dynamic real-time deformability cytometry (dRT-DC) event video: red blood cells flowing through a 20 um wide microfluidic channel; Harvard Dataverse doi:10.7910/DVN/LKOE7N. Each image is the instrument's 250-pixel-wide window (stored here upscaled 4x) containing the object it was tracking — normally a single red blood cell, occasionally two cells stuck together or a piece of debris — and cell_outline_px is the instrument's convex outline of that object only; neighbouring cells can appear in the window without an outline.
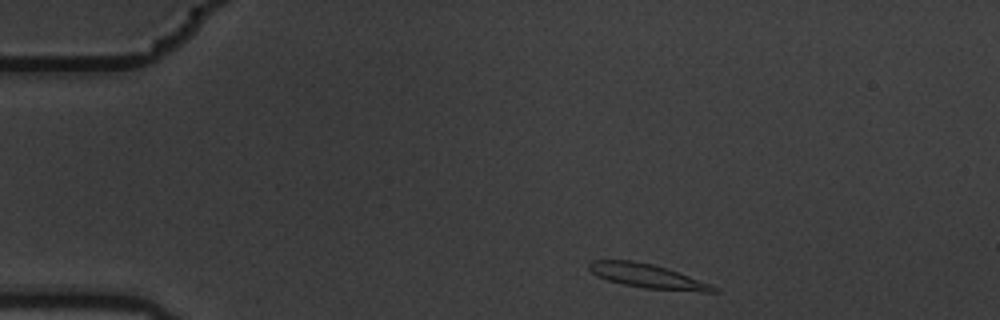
{"species": "common noctule bat (a hibernating species)", "species_latin": "Nyctalus noctula", "temperature_condition": "warm", "stored_images_in_passage": 3, "camera_frame_rate_fps": 3000, "um_per_image_px": 0.085, "animal": {"sex": "male", "body_mass_g": 19.5, "forearm_length_mm": 54.6}, "frame": {"image": 1, "passage_image": 1, "time_ms": 0.0, "image_size_px": [1000, 320], "cell_outline_px": [[720, 292], [704, 292], [644, 288], [624, 284], [608, 280], [596, 276], [588, 268], [588, 264], [592, 260], [632, 260], [652, 264], [668, 268], [712, 284], [720, 288]], "centroid_in_image_um": [55.09, 23.47], "position_along_channel_um": 29.9, "area_um2": 17.63}}